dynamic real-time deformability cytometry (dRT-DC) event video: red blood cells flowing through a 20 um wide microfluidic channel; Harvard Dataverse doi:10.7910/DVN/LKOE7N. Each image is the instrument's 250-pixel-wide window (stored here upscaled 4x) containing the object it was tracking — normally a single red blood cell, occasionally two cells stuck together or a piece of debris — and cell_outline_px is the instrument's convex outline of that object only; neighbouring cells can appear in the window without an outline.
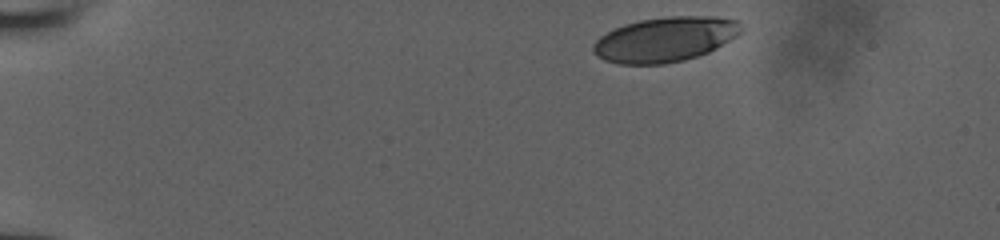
{"species": "human", "species_latin": "Homo sapiens", "temperature_condition": "room temperature", "stored_images_in_passage": 29, "camera_frame_rate_fps": 3000, "um_per_image_px": 0.085, "donor": {"sex": "male"}, "frame": {"image": 1, "passage_image": 1, "time_ms": 0.0, "image_size_px": [1000, 240], "cell_outline_px": [[740, 32], [736, 36], [708, 52], [684, 60], [664, 64], [620, 64], [604, 60], [596, 56], [592, 52], [592, 44], [600, 36], [624, 24], [640, 20], [668, 16], [716, 16], [740, 20]], "centroid_in_image_um": [56.51, 3.34], "position_along_channel_um": 28.5, "area_um2": 38.61}}
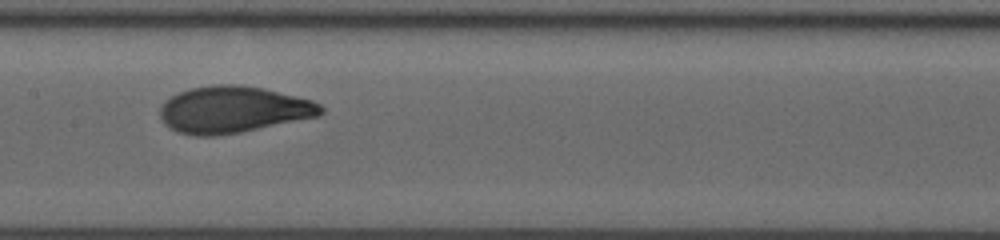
{"frame": {"image": 2, "passage_image": 17, "time_ms": 5.333, "image_size_px": [1000, 240], "cell_outline_px": [[324, 112], [320, 116], [240, 132], [216, 136], [196, 136], [176, 132], [168, 128], [164, 124], [160, 116], [160, 104], [164, 100], [180, 92], [192, 88], [212, 84], [240, 84], [264, 88], [312, 100], [320, 104], [324, 108]], "centroid_in_image_um": [19.8, 9.31], "position_along_channel_um": 187.6, "area_um2": 44.1}}
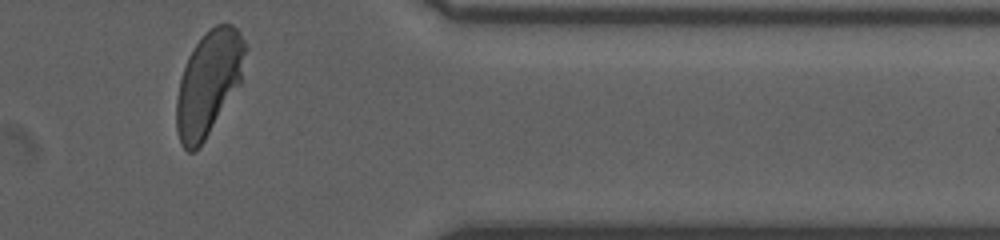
{"frame": {"image": 3, "passage_image": 29, "time_ms": 9.333, "image_size_px": [1000, 240], "cell_outline_px": [[248, 48], [240, 84], [204, 140], [192, 152], [188, 152], [180, 144], [176, 128], [176, 100], [180, 80], [188, 56], [196, 44], [216, 24], [232, 24], [236, 28], [244, 40]], "centroid_in_image_um": [17.74, 7.06], "position_along_channel_um": 393.7, "area_um2": 41.38}}